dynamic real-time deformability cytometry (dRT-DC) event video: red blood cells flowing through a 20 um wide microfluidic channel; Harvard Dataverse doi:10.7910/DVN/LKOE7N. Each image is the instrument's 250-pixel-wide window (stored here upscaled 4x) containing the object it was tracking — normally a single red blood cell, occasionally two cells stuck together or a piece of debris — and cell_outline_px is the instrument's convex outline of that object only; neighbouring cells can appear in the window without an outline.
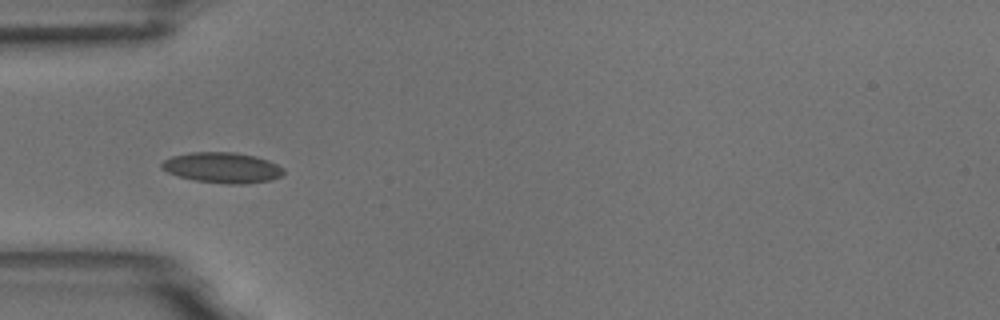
{"species": "common noctule bat (a hibernating species)", "species_latin": "Nyctalus noctula", "temperature_condition": "room temperature", "stored_images_in_passage": 7, "camera_frame_rate_fps": 3000, "um_per_image_px": 0.085, "animal": {"sex": "male", "body_mass_g": 18.8}, "frame": {"image": 1, "passage_image": 6, "time_ms": 5.667, "image_size_px": [1000, 320], "cell_outline_px": [[284, 172], [280, 176], [272, 180], [244, 184], [228, 184], [196, 180], [180, 176], [168, 172], [160, 168], [160, 164], [164, 160], [172, 156], [192, 152], [236, 152], [256, 156], [268, 160], [284, 168]], "centroid_in_image_um": [18.91, 14.24], "position_along_channel_um": 66.1, "area_um2": 21.68}}